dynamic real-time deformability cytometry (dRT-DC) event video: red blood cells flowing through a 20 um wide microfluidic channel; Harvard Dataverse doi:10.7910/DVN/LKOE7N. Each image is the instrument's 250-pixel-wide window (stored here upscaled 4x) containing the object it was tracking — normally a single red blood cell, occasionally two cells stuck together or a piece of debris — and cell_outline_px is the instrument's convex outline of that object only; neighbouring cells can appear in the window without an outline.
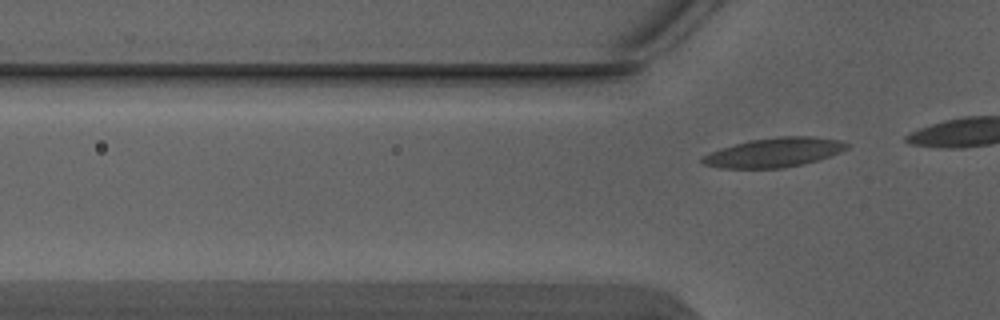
{"species": "Egyptian fruit bat (a non-hibernating species)", "species_latin": "Rousettus aegyptiacus", "temperature_condition": "warm", "stored_images_in_passage": 6, "segment_of_instrument_passage": [2, 2], "camera_frame_rate_fps": 3000, "um_per_image_px": 0.085, "animal": {"sex": "male"}, "frame": {"image": 1, "passage_image": 6, "time_ms": 1.667, "image_size_px": [1000, 320], "cell_outline_px": [[852, 144], [848, 148], [840, 152], [820, 160], [804, 164], [784, 168], [720, 168], [700, 164], [700, 156], [720, 148], [748, 140], [780, 136], [812, 136], [844, 140]], "centroid_in_image_um": [65.82, 12.95], "position_along_channel_um": 60.0, "area_um2": 25.26}}